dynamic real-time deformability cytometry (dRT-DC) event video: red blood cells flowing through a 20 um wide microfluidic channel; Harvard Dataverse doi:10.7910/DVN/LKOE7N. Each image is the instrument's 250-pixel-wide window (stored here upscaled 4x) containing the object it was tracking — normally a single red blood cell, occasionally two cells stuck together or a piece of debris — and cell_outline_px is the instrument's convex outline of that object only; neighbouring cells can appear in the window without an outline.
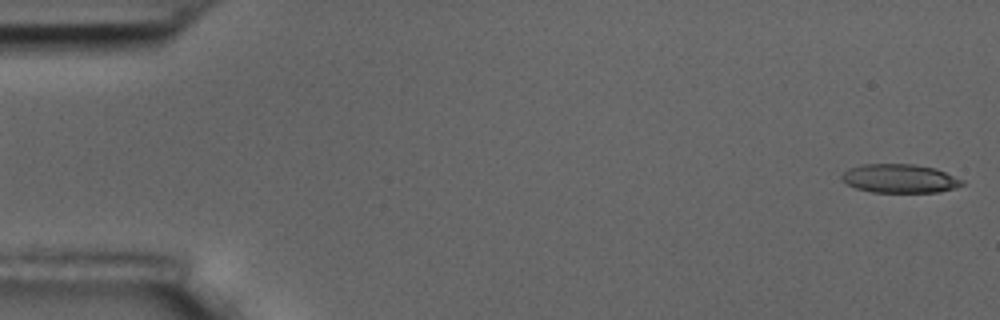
{"species": "common noctule bat (a hibernating species)", "species_latin": "Nyctalus noctula", "temperature_condition": "room temperature", "stored_images_in_passage": 5, "segment_of_instrument_passage": [2, 2], "camera_frame_rate_fps": 3000, "um_per_image_px": 0.085, "animal": {"sex": "male", "body_mass_g": 17.5, "forearm_length_mm": 52.3}, "frame": {"image": 1, "passage_image": 5, "time_ms": 5.333, "image_size_px": [1000, 320], "cell_outline_px": [[964, 184], [956, 188], [940, 192], [872, 192], [856, 188], [840, 180], [840, 176], [848, 168], [864, 164], [912, 164], [936, 168], [964, 180]], "centroid_in_image_um": [76.48, 15.17], "position_along_channel_um": 8.5, "area_um2": 20.29}}